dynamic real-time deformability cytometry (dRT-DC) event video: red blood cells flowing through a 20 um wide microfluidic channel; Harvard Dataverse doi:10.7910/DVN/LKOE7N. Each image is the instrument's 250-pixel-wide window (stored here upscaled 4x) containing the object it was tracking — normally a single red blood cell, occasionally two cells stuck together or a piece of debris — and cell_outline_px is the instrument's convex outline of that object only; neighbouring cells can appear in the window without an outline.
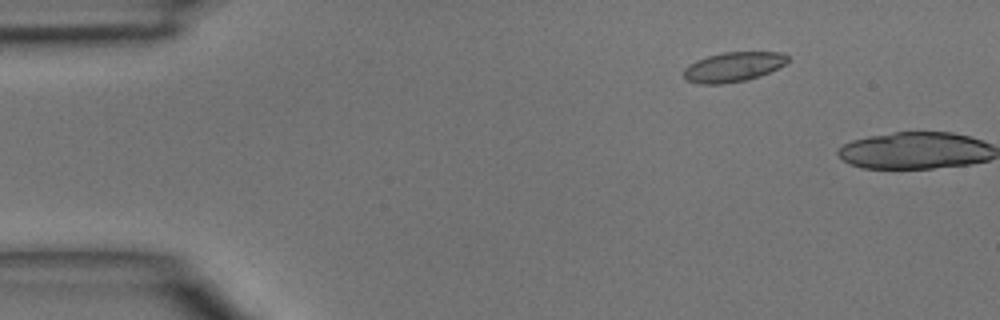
{"species": "common noctule bat (a hibernating species)", "species_latin": "Nyctalus noctula", "temperature_condition": "room temperature", "stored_images_in_passage": 7, "camera_frame_rate_fps": 3000, "um_per_image_px": 0.085, "animal": {"sex": "male", "body_mass_g": 15.6}, "frame": {"image": 1, "passage_image": 6, "time_ms": 1.667, "image_size_px": [1000, 320], "cell_outline_px": [[788, 60], [784, 64], [760, 76], [748, 80], [720, 84], [700, 84], [688, 80], [684, 76], [684, 68], [688, 64], [696, 60], [708, 56], [724, 52], [780, 52], [788, 56]], "centroid_in_image_um": [62.3, 5.69], "position_along_channel_um": 22.7, "area_um2": 17.86}}